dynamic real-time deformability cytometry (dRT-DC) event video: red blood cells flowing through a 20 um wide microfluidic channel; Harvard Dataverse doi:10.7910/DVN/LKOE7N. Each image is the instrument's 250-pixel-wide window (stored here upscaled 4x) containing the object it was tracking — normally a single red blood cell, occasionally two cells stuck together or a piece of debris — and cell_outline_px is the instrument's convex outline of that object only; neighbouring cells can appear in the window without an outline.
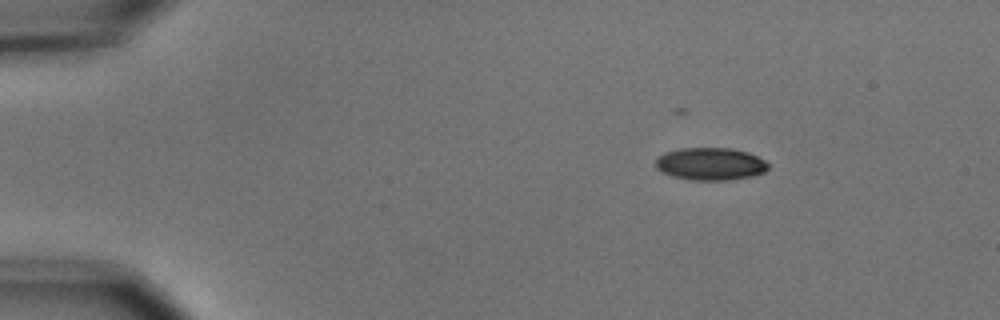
{"species": "common noctule bat (a hibernating species)", "species_latin": "Nyctalus noctula", "temperature_condition": "cold", "stored_images_in_passage": 6, "camera_frame_rate_fps": 3000, "um_per_image_px": 0.085, "animal": {"sex": "male", "body_mass_g": 15.6}, "frame": {"image": 1, "passage_image": 1, "time_ms": 0.0, "image_size_px": [1000, 320], "cell_outline_px": [[768, 168], [764, 172], [752, 176], [732, 180], [692, 180], [672, 176], [656, 168], [656, 156], [664, 152], [680, 148], [732, 148], [748, 152], [764, 160], [768, 164]], "centroid_in_image_um": [60.37, 13.93], "position_along_channel_um": 24.6, "area_um2": 21.44}}
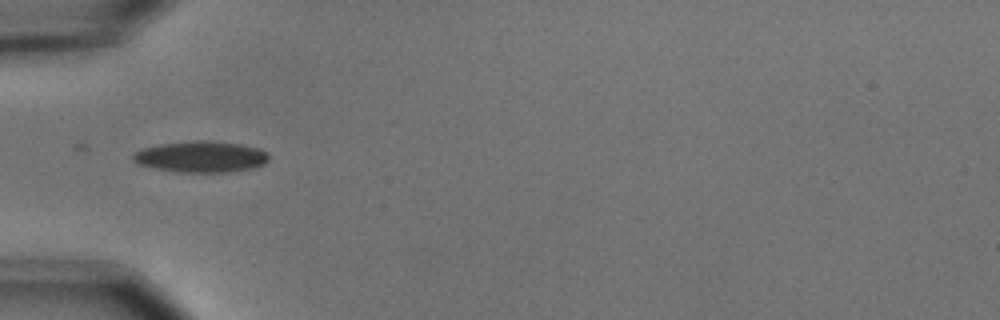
{"frame": {"image": 2, "passage_image": 4, "time_ms": 1.0, "image_size_px": [1000, 320], "cell_outline_px": [[268, 160], [264, 164], [252, 168], [228, 172], [176, 172], [156, 168], [140, 164], [132, 160], [132, 152], [144, 148], [160, 144], [192, 140], [208, 140], [240, 144], [260, 148], [268, 152]], "centroid_in_image_um": [17.09, 13.31], "position_along_channel_um": 67.9, "area_um2": 24.8}}
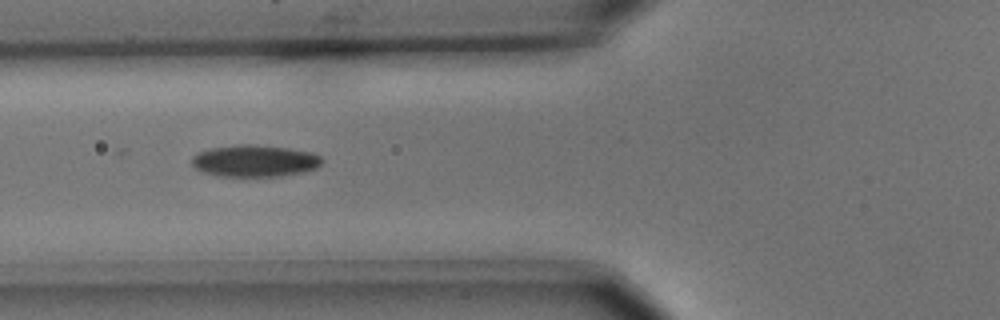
{"frame": {"image": 3, "passage_image": 5, "time_ms": 1.333, "image_size_px": [1000, 320], "cell_outline_px": [[324, 160], [316, 168], [300, 172], [280, 176], [216, 176], [204, 172], [196, 168], [192, 164], [192, 156], [196, 152], [208, 148], [240, 144], [256, 144], [288, 148], [312, 152], [320, 156]], "centroid_in_image_um": [21.62, 13.66], "position_along_channel_um": 104.2, "area_um2": 24.28}}